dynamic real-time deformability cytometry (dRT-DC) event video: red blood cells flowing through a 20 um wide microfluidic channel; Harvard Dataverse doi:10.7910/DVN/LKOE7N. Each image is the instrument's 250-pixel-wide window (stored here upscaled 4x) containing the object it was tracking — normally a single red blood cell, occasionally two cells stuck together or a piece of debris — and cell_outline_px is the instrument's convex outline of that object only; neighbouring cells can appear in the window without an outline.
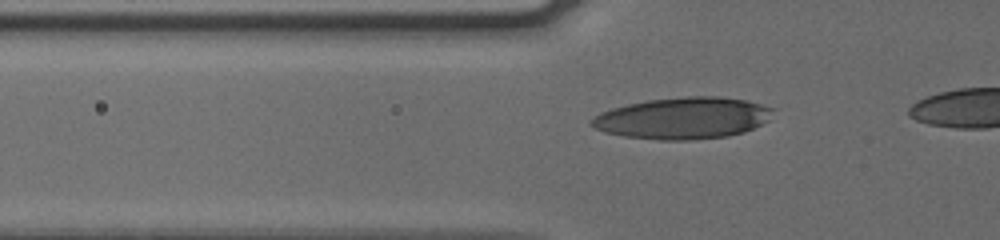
{"species": "human", "species_latin": "Homo sapiens", "temperature_condition": "cold", "stored_images_in_passage": 38, "camera_frame_rate_fps": 3000, "um_per_image_px": 0.085, "donor": {"sex": "male"}, "frame": {"image": 1, "passage_image": 9, "time_ms": 2.667, "image_size_px": [1000, 240], "cell_outline_px": [[772, 108], [768, 120], [744, 132], [728, 136], [688, 140], [660, 140], [624, 136], [604, 132], [588, 124], [588, 120], [600, 112], [612, 108], [628, 104], [648, 100], [684, 96], [720, 96], [744, 100], [760, 104]], "centroid_in_image_um": [57.99, 10.04], "position_along_channel_um": 67.8, "area_um2": 43.87}}
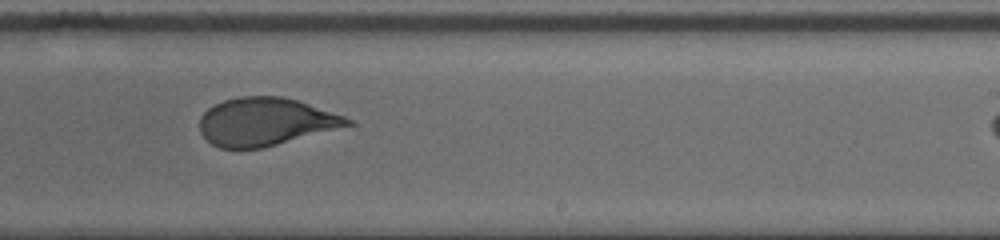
{"frame": {"image": 2, "passage_image": 25, "time_ms": 8.0, "image_size_px": [1000, 240], "cell_outline_px": [[356, 124], [260, 148], [220, 148], [212, 144], [200, 132], [200, 116], [208, 108], [224, 100], [240, 96], [280, 96], [296, 100], [344, 116], [352, 120]], "centroid_in_image_um": [22.55, 10.34], "position_along_channel_um": 266.5, "area_um2": 40.81}}
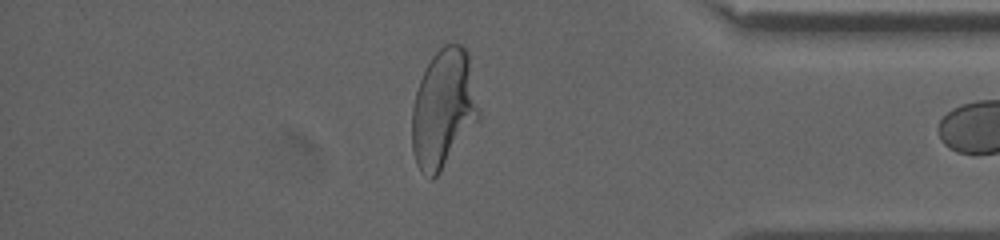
{"frame": {"image": 3, "passage_image": 37, "time_ms": 12.0, "image_size_px": [1000, 240], "cell_outline_px": [[480, 120], [440, 172], [432, 180], [420, 172], [416, 164], [412, 152], [412, 108], [416, 92], [420, 80], [432, 56], [444, 44], [460, 44], [468, 52], [480, 112]], "centroid_in_image_um": [37.7, 9.28], "position_along_channel_um": 397.5, "area_um2": 46.47}}